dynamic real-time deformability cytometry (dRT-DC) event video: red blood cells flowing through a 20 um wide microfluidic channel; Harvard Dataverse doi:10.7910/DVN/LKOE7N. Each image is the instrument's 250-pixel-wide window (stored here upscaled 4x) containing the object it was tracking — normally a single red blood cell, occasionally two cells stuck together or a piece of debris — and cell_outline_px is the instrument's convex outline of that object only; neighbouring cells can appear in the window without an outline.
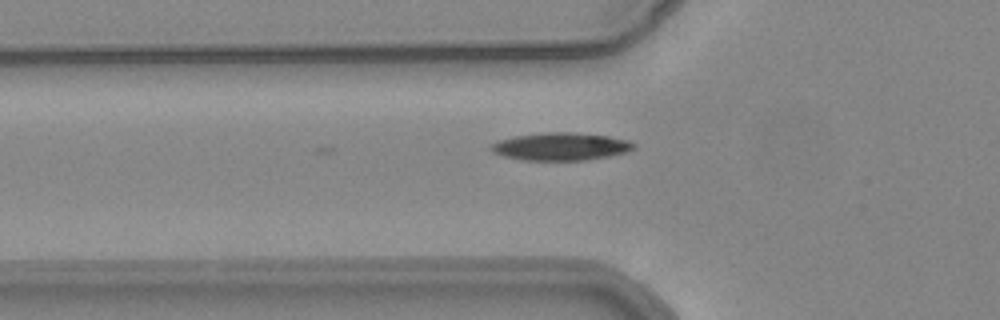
{"species": "common noctule bat (a hibernating species)", "species_latin": "Nyctalus noctula", "temperature_condition": "warm", "stored_images_in_passage": 3, "camera_frame_rate_fps": 3000, "um_per_image_px": 0.085, "animal": {"sex": "female", "body_mass_g": 24.6, "forearm_length_mm": 56.2}, "frame": {"image": 1, "passage_image": 3, "time_ms": 0.667, "image_size_px": [1000, 320], "cell_outline_px": [[636, 148], [628, 152], [608, 156], [584, 160], [520, 160], [504, 156], [492, 152], [488, 148], [492, 144], [500, 140], [516, 136], [544, 132], [572, 132], [608, 136], [628, 140], [636, 144]], "centroid_in_image_um": [47.68, 12.45], "position_along_channel_um": 78.1, "area_um2": 23.06}}